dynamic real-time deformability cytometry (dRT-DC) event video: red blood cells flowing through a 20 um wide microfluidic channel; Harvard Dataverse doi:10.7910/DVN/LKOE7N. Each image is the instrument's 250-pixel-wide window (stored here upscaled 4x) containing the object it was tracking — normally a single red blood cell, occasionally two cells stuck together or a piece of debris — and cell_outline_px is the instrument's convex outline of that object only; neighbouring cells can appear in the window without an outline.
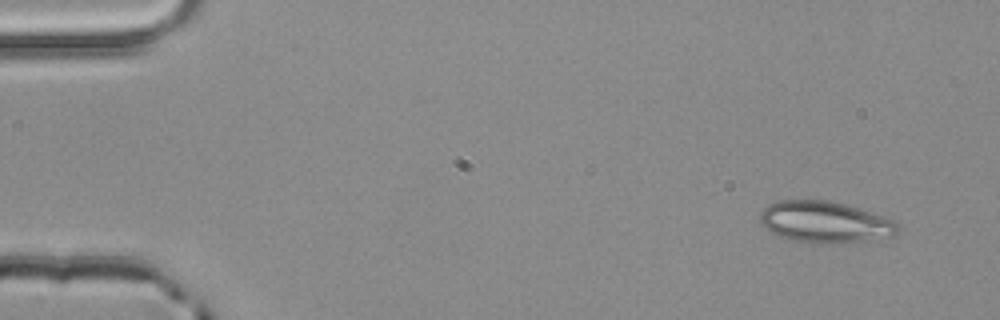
{"species": "common noctule bat (a hibernating species)", "species_latin": "Nyctalus noctula", "temperature_condition": "room temperature", "stored_images_in_passage": 4, "camera_frame_rate_fps": 3000, "um_per_image_px": 0.085, "animal": {"sex": "male", "body_mass_g": 20.4}, "frame": {"image": 1, "passage_image": 1, "time_ms": 0.0, "image_size_px": [1000, 320], "cell_outline_px": [[900, 232], [892, 236], [868, 240], [832, 244], [812, 244], [792, 240], [780, 236], [772, 232], [760, 224], [760, 212], [768, 204], [776, 200], [828, 200], [844, 204], [884, 216], [896, 220], [900, 224]], "centroid_in_image_um": [70.14, 18.88], "position_along_channel_um": 14.9, "area_um2": 33.7}}